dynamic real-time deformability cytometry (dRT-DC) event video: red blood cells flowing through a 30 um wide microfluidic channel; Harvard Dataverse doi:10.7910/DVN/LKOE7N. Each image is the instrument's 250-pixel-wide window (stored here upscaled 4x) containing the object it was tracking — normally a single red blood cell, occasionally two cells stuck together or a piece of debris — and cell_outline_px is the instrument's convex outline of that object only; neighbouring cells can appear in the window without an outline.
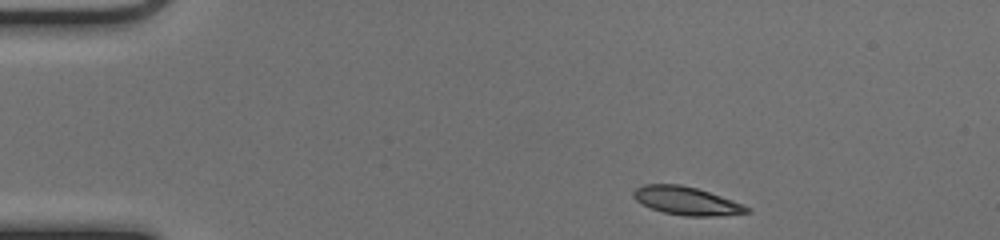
{"species": "common noctule bat (a hibernating species)", "species_latin": "Nyctalus noctula", "temperature_condition": "cold", "stored_images_in_passage": 45, "camera_frame_rate_fps": 3000, "um_per_image_px": 0.085, "animal": {"sex": "female", "body_mass_g": 17.0, "forearm_length_mm": 48.0}, "frame": {"image": 1, "passage_image": 1, "time_ms": 0.0, "image_size_px": [1000, 240], "cell_outline_px": [[752, 212], [716, 216], [684, 216], [664, 212], [652, 208], [636, 200], [632, 196], [632, 192], [636, 188], [644, 184], [680, 184], [696, 188], [732, 200], [752, 208]], "centroid_in_image_um": [58.36, 17.07], "position_along_channel_um": 26.6, "area_um2": 18.5}}
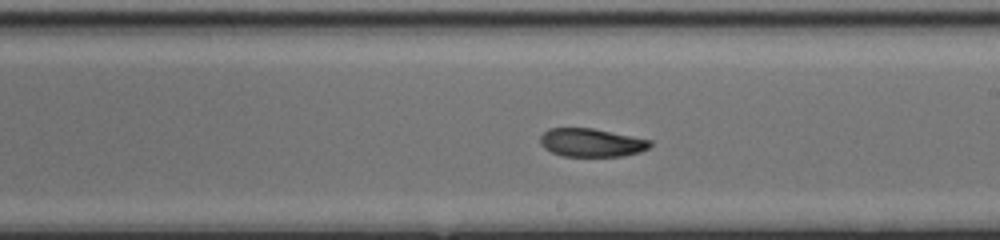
{"frame": {"image": 2, "passage_image": 23, "time_ms": 7.333, "image_size_px": [1000, 240], "cell_outline_px": [[652, 144], [648, 148], [640, 152], [624, 156], [564, 156], [552, 152], [544, 148], [540, 144], [540, 136], [548, 128], [592, 128], [652, 140]], "centroid_in_image_um": [50.27, 12.12], "position_along_channel_um": 238.7, "area_um2": 18.15}}
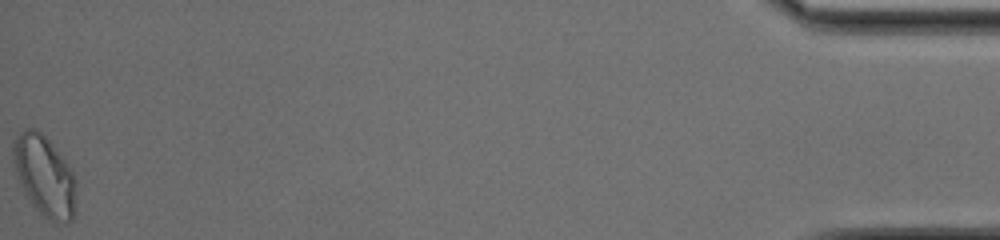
{"frame": {"image": 3, "passage_image": 45, "time_ms": 14.667, "image_size_px": [1000, 240], "cell_outline_px": [[76, 208], [72, 220], [48, 220], [32, 204], [20, 184], [16, 172], [12, 152], [12, 140], [24, 128], [36, 128], [52, 144], [72, 172], [76, 180]], "centroid_in_image_um": [3.77, 14.92], "position_along_channel_um": 431.4, "area_um2": 29.13}, "authors_computed_cell_mechanics": {"area_um2": 19.3052, "velocity_mm_per_s": 3.9693, "shape_relaxation_time_tau1_ms": null, "shape_relaxation_time_tau2_ms": 6.2004, "deformation_change_tau1": null, "deformation_change_tau2": 0.1161}}